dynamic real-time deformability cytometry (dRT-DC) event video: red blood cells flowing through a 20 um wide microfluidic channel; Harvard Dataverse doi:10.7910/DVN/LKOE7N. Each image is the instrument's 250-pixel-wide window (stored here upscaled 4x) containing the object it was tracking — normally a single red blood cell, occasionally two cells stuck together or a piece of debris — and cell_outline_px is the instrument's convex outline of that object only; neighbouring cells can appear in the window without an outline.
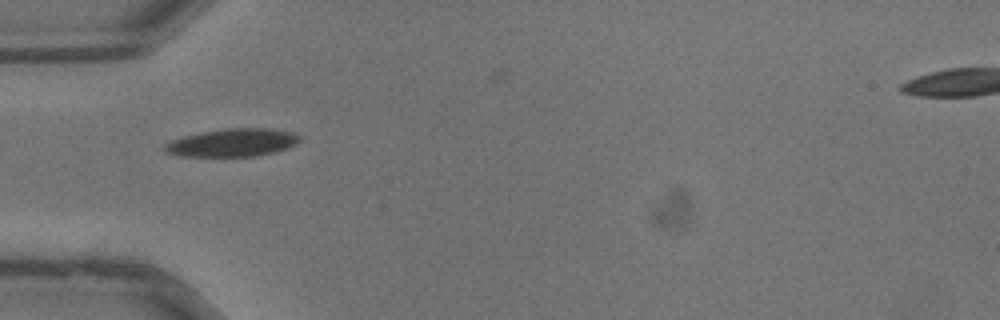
{"species": "common noctule bat (a hibernating species)", "species_latin": "Nyctalus noctula", "temperature_condition": "warm", "stored_images_in_passage": 22, "camera_frame_rate_fps": 3000, "um_per_image_px": 0.085, "animal": {"sex": "male", "body_mass_g": 13.3}, "frame": {"image": 1, "passage_image": 1, "time_ms": 0.0, "image_size_px": [1000, 320], "cell_outline_px": [[300, 140], [296, 144], [288, 148], [256, 156], [180, 156], [164, 152], [160, 148], [164, 144], [172, 140], [184, 136], [204, 132], [228, 128], [268, 128], [292, 132], [300, 136]], "centroid_in_image_um": [19.73, 12.13], "position_along_channel_um": 65.3, "area_um2": 21.91}}
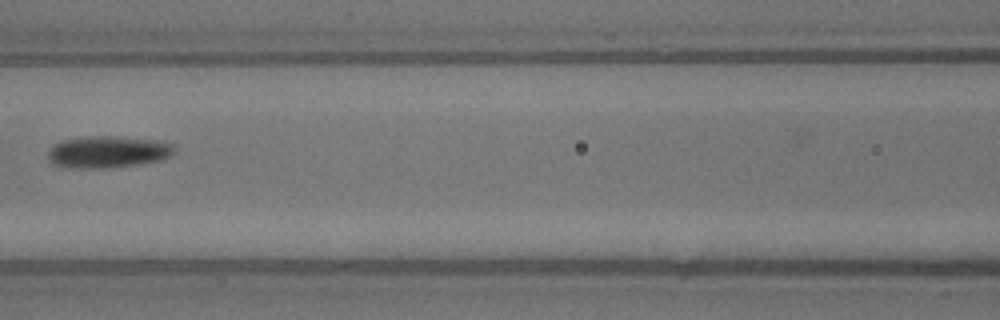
{"frame": {"image": 2, "passage_image": 6, "time_ms": 1.667, "image_size_px": [1000, 320], "cell_outline_px": [[176, 148], [168, 156], [160, 160], [140, 164], [104, 168], [72, 168], [52, 164], [48, 160], [48, 152], [52, 144], [64, 140], [92, 136], [112, 136], [152, 140], [172, 144]], "centroid_in_image_um": [9.1, 12.92], "position_along_channel_um": 157.5, "area_um2": 23.24}}
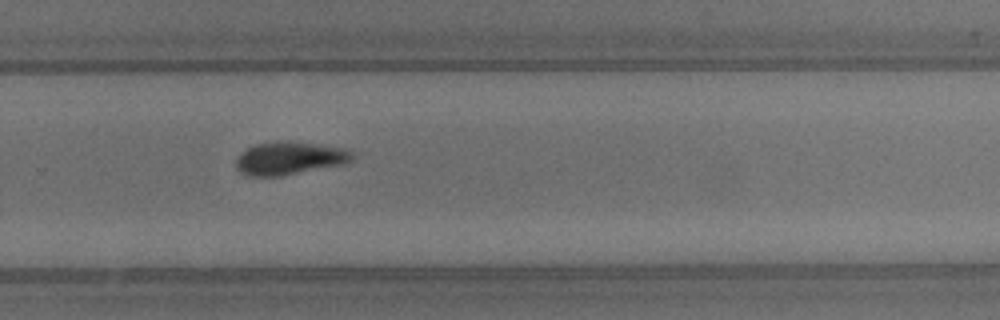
{"frame": {"image": 3, "passage_image": 14, "time_ms": 4.333, "image_size_px": [1000, 320], "cell_outline_px": [[352, 160], [344, 164], [280, 176], [248, 176], [240, 172], [236, 168], [236, 160], [248, 148], [256, 144], [312, 144], [344, 148], [352, 152]], "centroid_in_image_um": [24.61, 13.51], "position_along_channel_um": 305.2, "area_um2": 21.15}}